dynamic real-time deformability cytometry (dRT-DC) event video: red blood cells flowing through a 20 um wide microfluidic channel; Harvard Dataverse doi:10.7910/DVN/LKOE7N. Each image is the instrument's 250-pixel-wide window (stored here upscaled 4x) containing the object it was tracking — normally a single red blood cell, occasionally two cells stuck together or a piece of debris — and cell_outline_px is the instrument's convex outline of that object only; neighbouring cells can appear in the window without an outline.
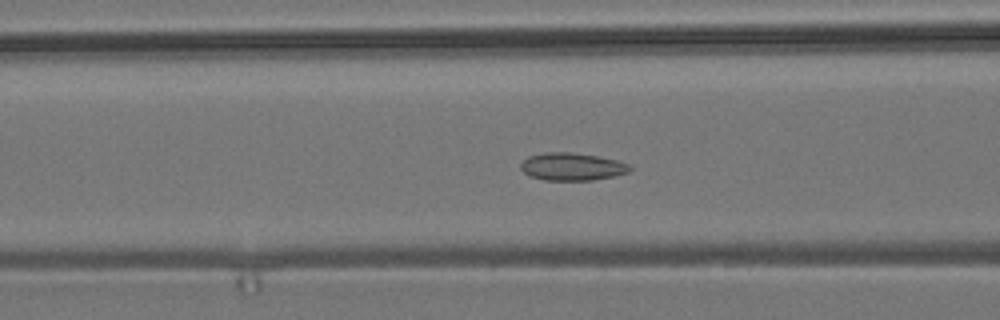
{"species": "common noctule bat (a hibernating species)", "species_latin": "Nyctalus noctula", "temperature_condition": "room temperature", "stored_images_in_passage": 57, "camera_frame_rate_fps": 3000, "um_per_image_px": 0.085, "animal": {"sex": "male", "body_mass_g": 19.2, "forearm_length_mm": 51.8}, "frame": {"image": 1, "passage_image": 23, "time_ms": 7.333, "image_size_px": [1000, 320], "cell_outline_px": [[632, 168], [628, 172], [616, 176], [592, 180], [544, 180], [532, 176], [524, 172], [520, 168], [520, 164], [528, 156], [544, 152], [572, 152], [596, 156], [616, 160], [628, 164]], "centroid_in_image_um": [48.62, 14.16], "position_along_channel_um": 118.0, "area_um2": 17.51}}
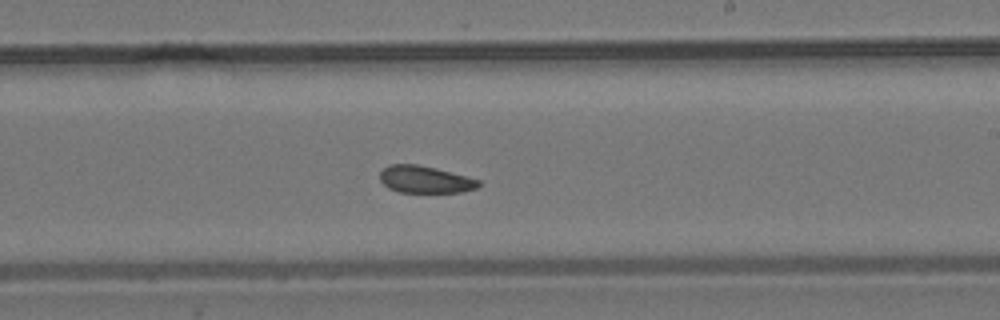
{"frame": {"image": 2, "passage_image": 34, "time_ms": 11.0, "image_size_px": [1000, 320], "cell_outline_px": [[480, 184], [476, 188], [460, 192], [400, 192], [388, 188], [380, 180], [380, 172], [388, 164], [416, 164], [436, 168], [480, 180]], "centroid_in_image_um": [36.1, 15.25], "position_along_channel_um": 252.9, "area_um2": 15.49}}
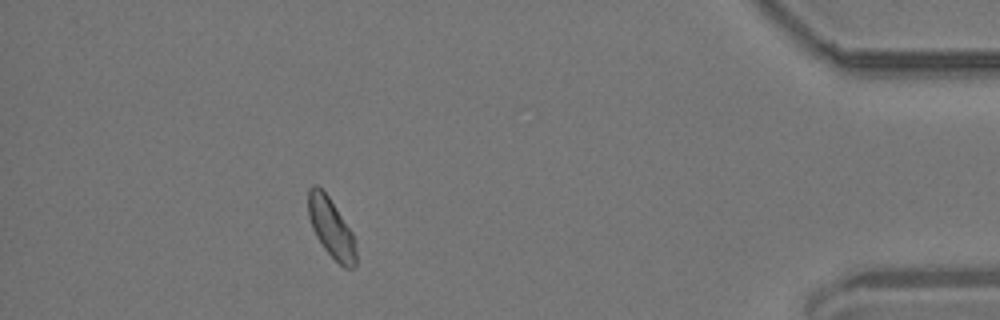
{"frame": {"image": 3, "passage_image": 51, "time_ms": 16.667, "image_size_px": [1000, 320], "cell_outline_px": [[356, 264], [352, 268], [344, 268], [324, 248], [316, 236], [312, 228], [308, 216], [308, 188], [312, 184], [316, 184], [328, 196], [352, 232], [356, 244]], "centroid_in_image_um": [28.14, 19.36], "position_along_channel_um": 407.1, "area_um2": 16.42}, "authors_computed_cell_mechanics": {"area_um2": 16.9354, "velocity_mm_per_s": 3.6913, "shape_relaxation_time_tau1_ms": null, "shape_relaxation_time_tau2_ms": 3.0225, "deformation_change_tau1": null, "deformation_change_tau2": 0.0721}}